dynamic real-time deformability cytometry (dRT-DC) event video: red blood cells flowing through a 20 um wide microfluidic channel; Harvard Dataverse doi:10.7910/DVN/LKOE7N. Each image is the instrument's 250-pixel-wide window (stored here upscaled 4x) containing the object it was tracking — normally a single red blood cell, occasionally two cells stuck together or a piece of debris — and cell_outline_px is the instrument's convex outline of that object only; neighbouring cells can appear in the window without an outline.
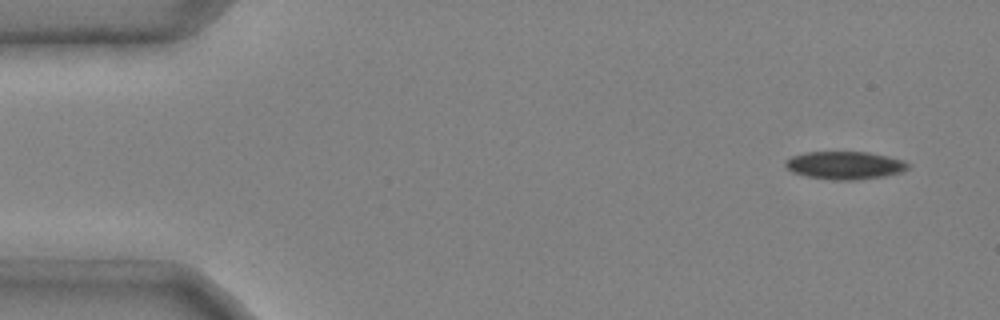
{"species": "common noctule bat (a hibernating species)", "species_latin": "Nyctalus noctula", "temperature_condition": "cold", "stored_images_in_passage": 48, "camera_frame_rate_fps": 3000, "um_per_image_px": 0.085, "animal": {"sex": "male", "body_mass_g": 20.4}, "frame": {"image": 1, "passage_image": 3, "time_ms": 0.667, "image_size_px": [1000, 320], "cell_outline_px": [[908, 168], [904, 172], [884, 176], [856, 180], [832, 180], [808, 176], [792, 172], [784, 164], [784, 160], [792, 156], [804, 152], [868, 152], [888, 156], [904, 160], [908, 164]], "centroid_in_image_um": [71.82, 14.05], "position_along_channel_um": 13.2, "area_um2": 20.0}}
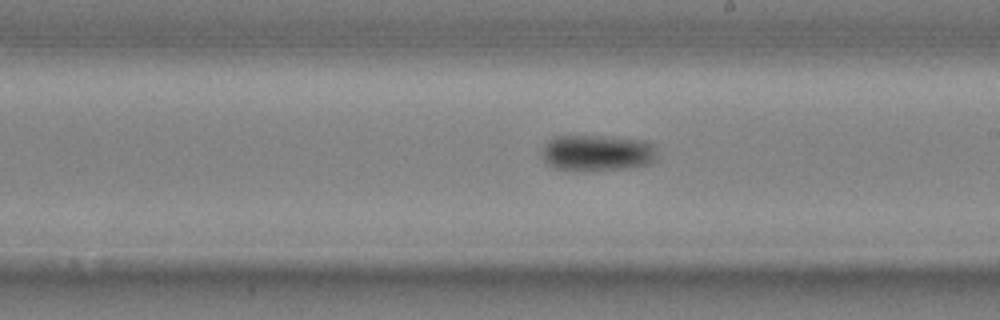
{"frame": {"image": 2, "passage_image": 28, "time_ms": 9.0, "image_size_px": [1000, 320], "cell_outline_px": [[656, 156], [648, 164], [628, 168], [556, 168], [548, 164], [544, 160], [544, 148], [548, 140], [556, 136], [600, 136], [648, 140], [652, 144]], "centroid_in_image_um": [50.8, 12.94], "position_along_channel_um": 238.2, "area_um2": 23.24}}
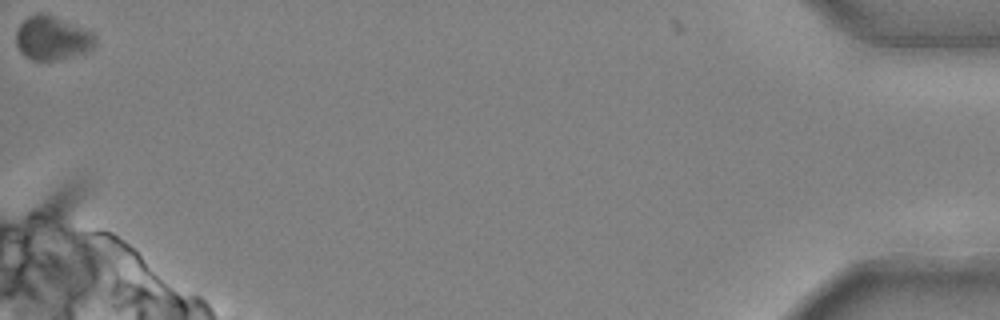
{"frame": {"image": 3, "passage_image": 48, "time_ms": 15.667, "image_size_px": [1000, 320], "cell_outline_px": [[96, 40], [84, 52], [56, 60], [32, 60], [24, 56], [20, 52], [16, 44], [16, 32], [20, 24], [28, 16], [40, 12], [52, 16], [92, 32]], "centroid_in_image_um": [4.35, 3.24], "position_along_channel_um": 430.8, "area_um2": 19.65}, "authors_computed_cell_mechanics": {"area_um2": 21.386, "velocity_mm_per_s": 3.9706, "shape_relaxation_time_tau1_ms": 1.5829, "shape_relaxation_time_tau2_ms": null, "deformation_change_tau1": 0.0609, "deformation_change_tau2": null}}